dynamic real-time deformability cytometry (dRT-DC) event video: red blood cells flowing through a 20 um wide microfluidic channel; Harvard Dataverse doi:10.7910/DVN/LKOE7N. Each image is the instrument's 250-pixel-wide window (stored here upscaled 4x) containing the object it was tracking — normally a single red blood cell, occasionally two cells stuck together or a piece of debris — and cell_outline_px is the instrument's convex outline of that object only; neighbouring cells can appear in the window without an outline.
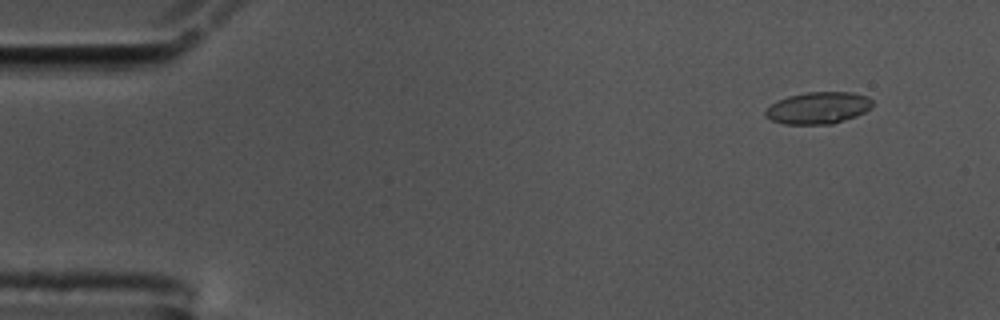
{"species": "common noctule bat (a hibernating species)", "species_latin": "Nyctalus noctula", "temperature_condition": "cold", "stored_images_in_passage": 53, "camera_frame_rate_fps": 3000, "um_per_image_px": 0.085, "animal": {"sex": "male", "body_mass_g": 17.5, "forearm_length_mm": 52.3}, "frame": {"image": 1, "passage_image": 1, "time_ms": 0.0, "image_size_px": [1000, 320], "cell_outline_px": [[872, 108], [856, 116], [832, 124], [784, 124], [772, 120], [764, 116], [764, 112], [776, 100], [788, 96], [804, 92], [852, 92], [868, 96], [872, 100]], "centroid_in_image_um": [69.55, 9.16], "position_along_channel_um": 15.5, "area_um2": 20.0}}
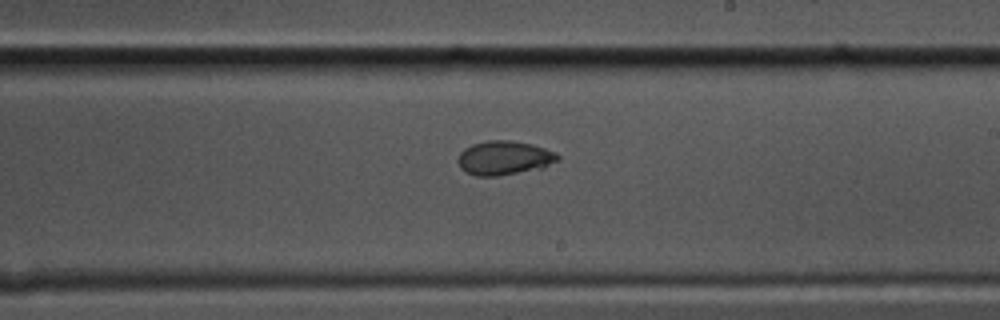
{"frame": {"image": 2, "passage_image": 29, "time_ms": 9.333, "image_size_px": [1000, 320], "cell_outline_px": [[560, 160], [544, 168], [500, 176], [476, 176], [464, 172], [460, 168], [456, 160], [460, 152], [464, 148], [472, 144], [488, 140], [512, 140], [532, 144], [556, 152], [560, 156]], "centroid_in_image_um": [42.86, 13.43], "position_along_channel_um": 246.1, "area_um2": 20.29}}
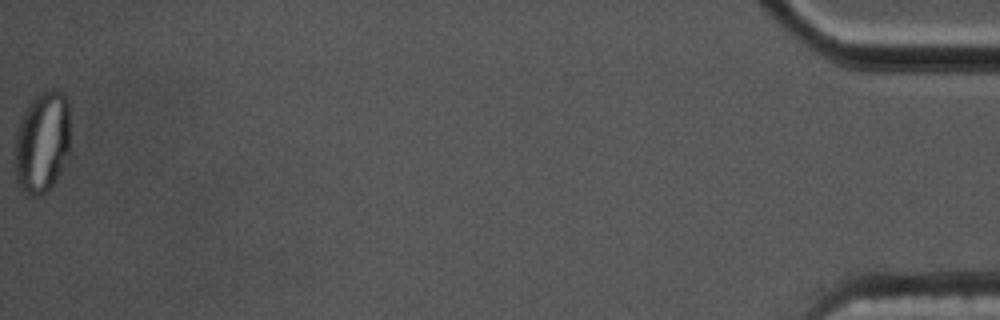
{"frame": {"image": 3, "passage_image": 53, "time_ms": 17.333, "image_size_px": [1000, 320], "cell_outline_px": [[68, 156], [60, 172], [48, 192], [40, 196], [28, 196], [20, 188], [16, 180], [16, 132], [20, 120], [28, 104], [44, 88], [56, 88], [64, 92], [68, 100]], "centroid_in_image_um": [3.59, 12.07], "position_along_channel_um": 431.6, "area_um2": 33.06}}